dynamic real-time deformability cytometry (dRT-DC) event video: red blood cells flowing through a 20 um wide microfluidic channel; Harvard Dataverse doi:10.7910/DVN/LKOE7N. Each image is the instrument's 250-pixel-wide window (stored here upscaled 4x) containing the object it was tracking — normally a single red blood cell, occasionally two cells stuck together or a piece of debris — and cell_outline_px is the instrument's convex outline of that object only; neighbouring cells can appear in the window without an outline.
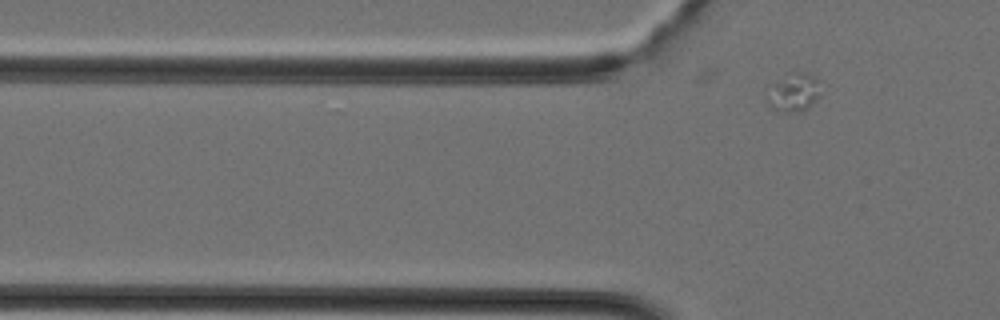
{"species": "Egyptian fruit bat (a non-hibernating species)", "species_latin": "Rousettus aegyptiacus", "temperature_condition": "cold", "stored_images_in_passage": 3, "camera_frame_rate_fps": 3000, "um_per_image_px": 0.085, "animal": {"sex": "female"}, "frame": {"image": 1, "passage_image": 3, "time_ms": 0.667, "image_size_px": [1000, 320], "cell_outline_px": [[820, 96], [808, 108], [800, 112], [776, 112], [768, 104], [764, 88], [768, 84], [788, 72], [804, 72], [816, 76], [820, 80]], "centroid_in_image_um": [67.41, 7.83], "position_along_channel_um": 58.4, "area_um2": 12.89}}